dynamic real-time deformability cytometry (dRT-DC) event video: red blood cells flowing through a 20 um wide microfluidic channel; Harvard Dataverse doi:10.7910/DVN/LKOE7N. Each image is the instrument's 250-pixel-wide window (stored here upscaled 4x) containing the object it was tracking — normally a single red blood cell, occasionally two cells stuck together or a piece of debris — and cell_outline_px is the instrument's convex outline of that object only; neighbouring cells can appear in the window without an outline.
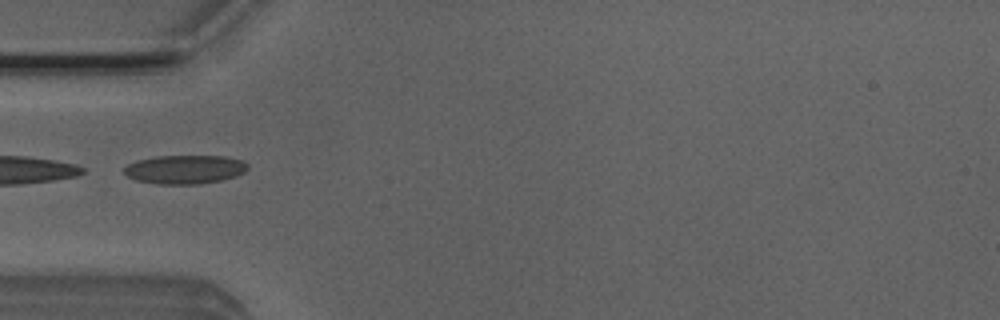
{"species": "Egyptian fruit bat (a non-hibernating species)", "species_latin": "Rousettus aegyptiacus", "temperature_condition": "room temperature", "stored_images_in_passage": 4, "camera_frame_rate_fps": 3000, "um_per_image_px": 0.085, "animal": {"sex": "male"}, "frame": {"image": 1, "passage_image": 4, "time_ms": 1.0, "image_size_px": [1000, 320], "cell_outline_px": [[248, 168], [244, 172], [236, 176], [220, 180], [200, 184], [156, 184], [136, 180], [128, 176], [124, 172], [124, 168], [128, 164], [136, 160], [156, 156], [224, 156], [240, 160], [248, 164]], "centroid_in_image_um": [15.7, 14.4], "position_along_channel_um": 69.3, "area_um2": 20.69}}